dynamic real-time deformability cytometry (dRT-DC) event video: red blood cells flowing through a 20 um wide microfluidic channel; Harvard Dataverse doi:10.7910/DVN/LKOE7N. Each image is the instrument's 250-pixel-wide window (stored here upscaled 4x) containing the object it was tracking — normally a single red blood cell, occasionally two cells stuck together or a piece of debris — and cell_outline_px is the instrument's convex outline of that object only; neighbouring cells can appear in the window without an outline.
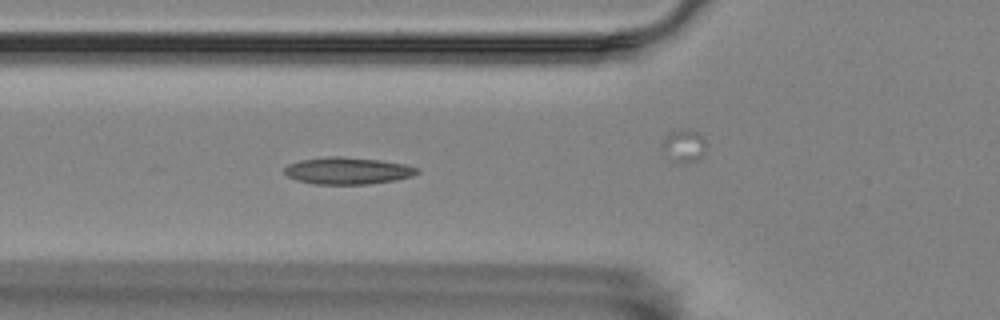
{"species": "Egyptian fruit bat (a non-hibernating species)", "species_latin": "Rousettus aegyptiacus", "temperature_condition": "room temperature", "stored_images_in_passage": 48, "camera_frame_rate_fps": 3000, "um_per_image_px": 0.085, "animal": {"sex": "female"}, "frame": {"image": 1, "passage_image": 11, "time_ms": 3.333, "image_size_px": [1000, 320], "cell_outline_px": [[420, 172], [412, 176], [396, 180], [368, 184], [316, 184], [296, 180], [288, 176], [284, 172], [284, 168], [288, 164], [300, 160], [328, 156], [340, 156], [380, 160], [404, 164], [420, 168]], "centroid_in_image_um": [29.56, 14.51], "position_along_channel_um": 96.2, "area_um2": 20.92}}
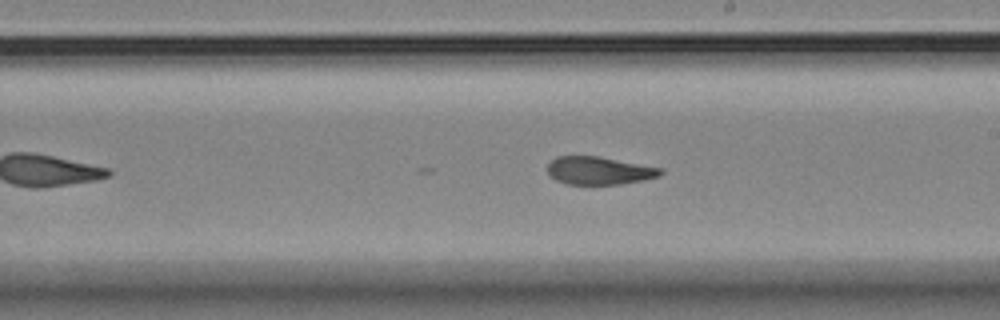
{"frame": {"image": 2, "passage_image": 23, "time_ms": 7.333, "image_size_px": [1000, 320], "cell_outline_px": [[664, 172], [660, 176], [644, 180], [620, 184], [568, 184], [556, 180], [548, 172], [548, 164], [556, 156], [600, 156], [664, 168]], "centroid_in_image_um": [50.98, 14.49], "position_along_channel_um": 238.0, "area_um2": 18.5}}
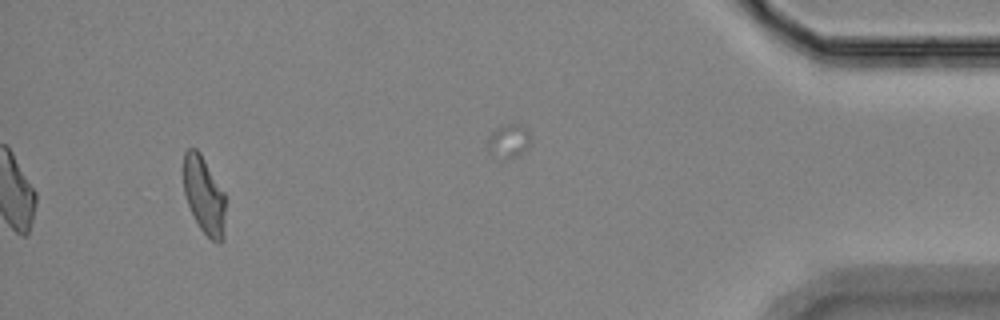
{"frame": {"image": 3, "passage_image": 44, "time_ms": 14.333, "image_size_px": [1000, 320], "cell_outline_px": [[224, 236], [220, 244], [216, 244], [200, 228], [188, 204], [184, 192], [184, 152], [188, 148], [196, 148], [200, 152], [224, 192]], "centroid_in_image_um": [17.35, 16.59], "position_along_channel_um": 417.9, "area_um2": 18.67}, "authors_computed_cell_mechanics": {"area_um2": 19.363, "velocity_mm_per_s": 3.5353, "shape_relaxation_time_tau1_ms": null, "shape_relaxation_time_tau2_ms": 2.319, "deformation_change_tau1": null, "deformation_change_tau2": 0.0919}}